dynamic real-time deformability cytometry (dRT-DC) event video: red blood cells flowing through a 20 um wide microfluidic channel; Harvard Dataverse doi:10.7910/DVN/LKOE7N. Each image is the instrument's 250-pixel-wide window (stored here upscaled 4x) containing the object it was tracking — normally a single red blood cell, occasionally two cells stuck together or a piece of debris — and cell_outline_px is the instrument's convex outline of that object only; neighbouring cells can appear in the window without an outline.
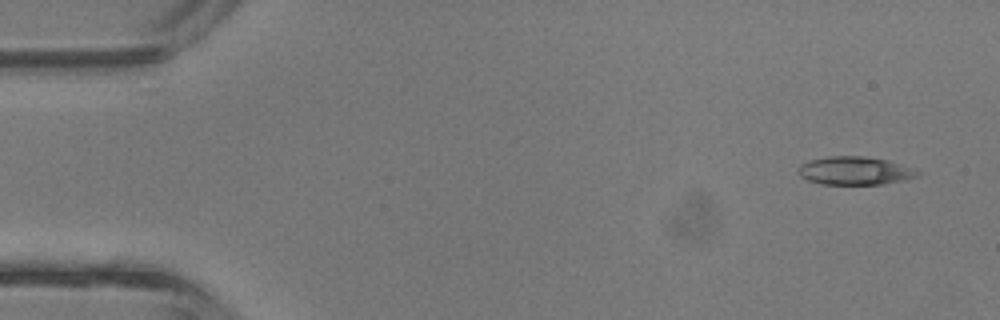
{"species": "common noctule bat (a hibernating species)", "species_latin": "Nyctalus noctula", "temperature_condition": "room temperature", "stored_images_in_passage": 4, "camera_frame_rate_fps": 3000, "um_per_image_px": 0.085, "animal": {"sex": "male", "body_mass_g": 13.3}, "frame": {"image": 1, "passage_image": 1, "time_ms": 0.0, "image_size_px": [1000, 320], "cell_outline_px": [[920, 172], [916, 176], [884, 184], [820, 184], [808, 180], [800, 176], [800, 164], [808, 160], [828, 156], [864, 156], [888, 160]], "centroid_in_image_um": [72.6, 14.5], "position_along_channel_um": 12.4, "area_um2": 19.25}}
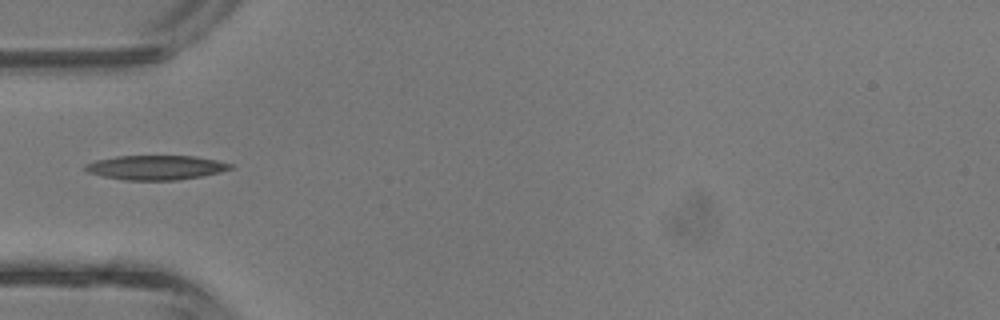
{"frame": {"image": 2, "passage_image": 4, "time_ms": 1.0, "image_size_px": [1000, 320], "cell_outline_px": [[236, 164], [232, 168], [220, 172], [200, 176], [176, 180], [124, 180], [104, 176], [88, 172], [84, 168], [84, 164], [96, 160], [116, 156], [196, 156]], "centroid_in_image_um": [13.26, 14.23], "position_along_channel_um": 71.7, "area_um2": 20.63}}